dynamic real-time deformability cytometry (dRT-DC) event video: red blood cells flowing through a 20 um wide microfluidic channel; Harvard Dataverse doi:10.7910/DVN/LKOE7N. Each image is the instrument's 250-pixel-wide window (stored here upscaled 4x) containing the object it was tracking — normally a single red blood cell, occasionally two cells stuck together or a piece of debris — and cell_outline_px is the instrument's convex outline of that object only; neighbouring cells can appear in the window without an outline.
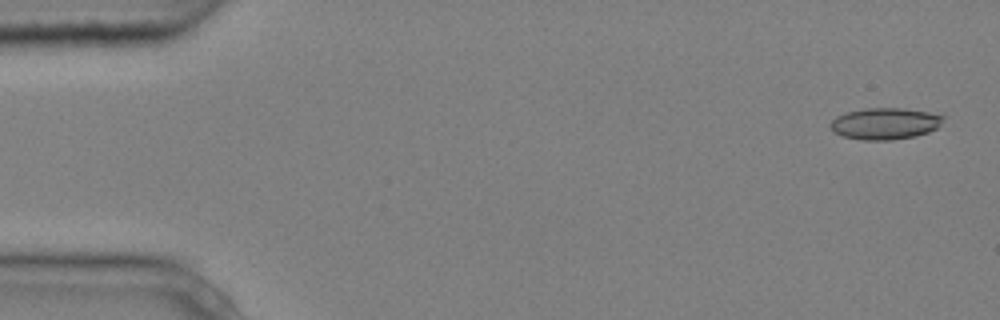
{"species": "common noctule bat (a hibernating species)", "species_latin": "Nyctalus noctula", "temperature_condition": "cold", "stored_images_in_passage": 5, "camera_frame_rate_fps": 3000, "um_per_image_px": 0.085, "animal": {"sex": "male", "body_mass_g": 20.4}, "frame": {"image": 1, "passage_image": 1, "time_ms": 0.0, "image_size_px": [1000, 320], "cell_outline_px": [[944, 116], [940, 124], [936, 128], [928, 132], [912, 136], [892, 140], [860, 140], [844, 136], [836, 132], [828, 124], [836, 116], [848, 112], [864, 108], [904, 108], [928, 112]], "centroid_in_image_um": [75.2, 10.5], "position_along_channel_um": 9.8, "area_um2": 20.52}}
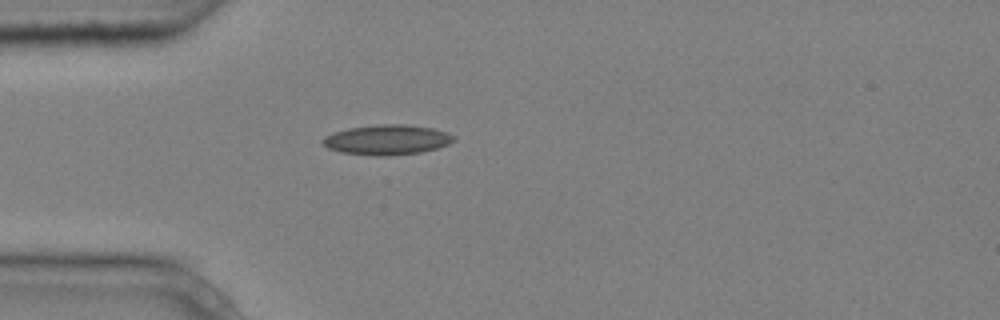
{"frame": {"image": 2, "passage_image": 5, "time_ms": 1.333, "image_size_px": [1000, 320], "cell_outline_px": [[456, 140], [448, 144], [436, 148], [420, 152], [388, 156], [376, 156], [340, 152], [328, 148], [320, 140], [324, 136], [332, 132], [348, 128], [376, 124], [404, 124], [432, 128], [448, 132], [456, 136]], "centroid_in_image_um": [32.89, 11.87], "position_along_channel_um": 52.1, "area_um2": 23.12}}